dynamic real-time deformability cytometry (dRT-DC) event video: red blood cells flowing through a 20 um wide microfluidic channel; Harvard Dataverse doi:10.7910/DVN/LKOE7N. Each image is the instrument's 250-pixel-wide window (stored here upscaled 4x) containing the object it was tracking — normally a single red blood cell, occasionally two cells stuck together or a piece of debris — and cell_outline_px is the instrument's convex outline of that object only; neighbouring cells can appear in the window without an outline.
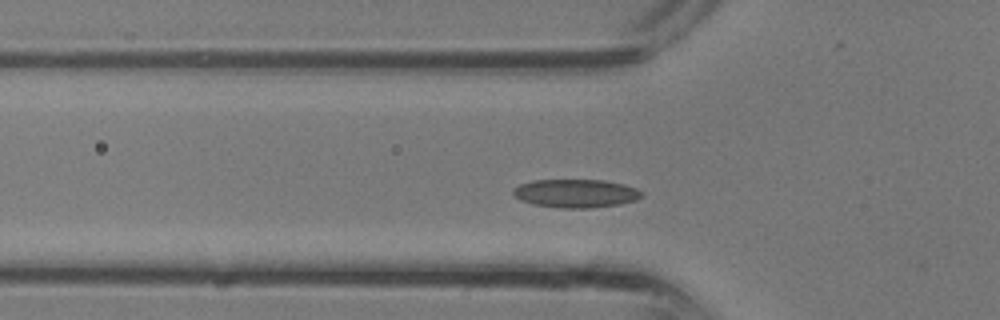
{"species": "common noctule bat (a hibernating species)", "species_latin": "Nyctalus noctula", "temperature_condition": "room temperature", "stored_images_in_passage": 27, "camera_frame_rate_fps": 3000, "um_per_image_px": 0.085, "animal": {"sex": "male", "body_mass_g": 13.3}, "frame": {"image": 1, "passage_image": 8, "time_ms": 2.333, "image_size_px": [1000, 320], "cell_outline_px": [[644, 196], [636, 200], [620, 204], [592, 208], [560, 208], [532, 204], [520, 200], [512, 196], [512, 188], [520, 184], [532, 180], [604, 180], [624, 184], [636, 188], [644, 192]], "centroid_in_image_um": [48.93, 16.44], "position_along_channel_um": 76.9, "area_um2": 21.62}}
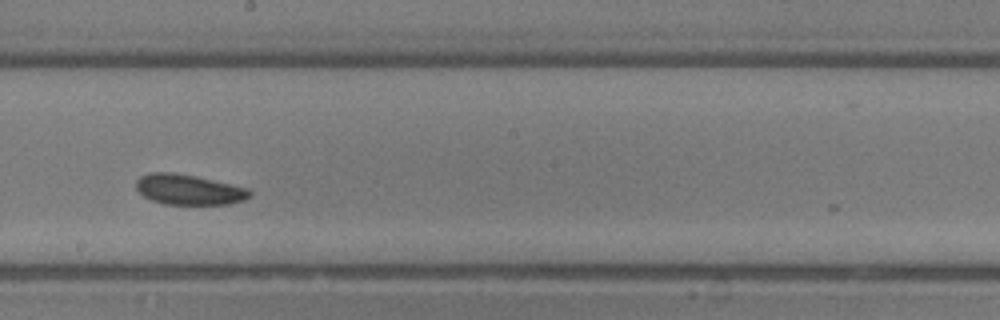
{"frame": {"image": 2, "passage_image": 16, "time_ms": 5.0, "image_size_px": [1000, 320], "cell_outline_px": [[252, 196], [244, 200], [228, 204], [164, 204], [152, 200], [144, 196], [136, 188], [136, 180], [140, 176], [148, 172], [172, 172], [196, 176], [232, 184], [248, 188], [252, 192]], "centroid_in_image_um": [16.06, 16.11], "position_along_channel_um": 232.1, "area_um2": 20.17}}
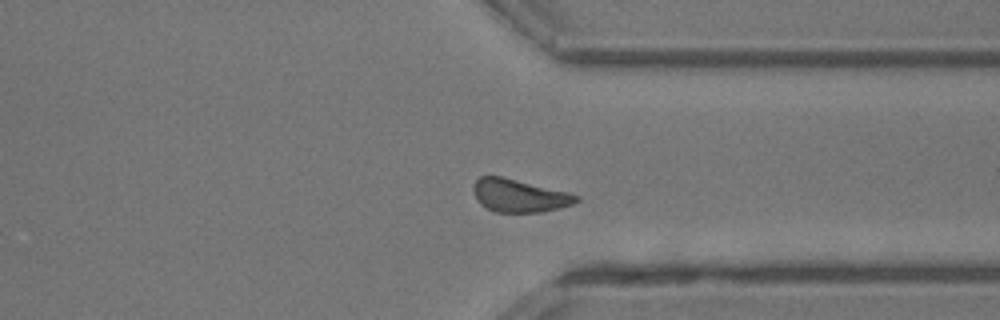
{"frame": {"image": 3, "passage_image": 23, "time_ms": 7.333, "image_size_px": [1000, 320], "cell_outline_px": [[580, 200], [572, 204], [544, 212], [496, 212], [480, 204], [476, 200], [472, 188], [476, 180], [480, 176], [500, 176], [568, 192], [580, 196]], "centroid_in_image_um": [44.13, 16.63], "position_along_channel_um": 367.3, "area_um2": 19.65}}